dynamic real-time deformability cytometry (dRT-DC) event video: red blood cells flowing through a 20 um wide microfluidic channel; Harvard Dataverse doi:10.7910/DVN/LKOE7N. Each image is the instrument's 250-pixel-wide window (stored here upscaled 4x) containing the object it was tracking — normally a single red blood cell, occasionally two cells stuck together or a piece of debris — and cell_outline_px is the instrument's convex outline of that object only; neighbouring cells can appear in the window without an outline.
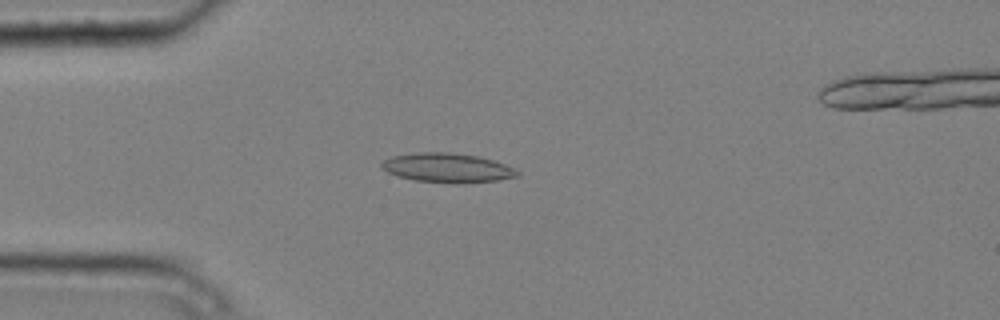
{"species": "common noctule bat (a hibernating species)", "species_latin": "Nyctalus noctula", "temperature_condition": "cold", "stored_images_in_passage": 7, "camera_frame_rate_fps": 3000, "um_per_image_px": 0.085, "animal": {"sex": "male", "body_mass_g": 20.4}, "frame": {"image": 1, "passage_image": 4, "time_ms": 1.0, "image_size_px": [1000, 320], "cell_outline_px": [[520, 176], [496, 180], [456, 184], [416, 180], [396, 176], [380, 168], [380, 164], [384, 160], [392, 156], [416, 152], [448, 152], [476, 156], [492, 160], [516, 168], [520, 172]], "centroid_in_image_um": [38.01, 14.27], "position_along_channel_um": 47.0, "area_um2": 23.24}}
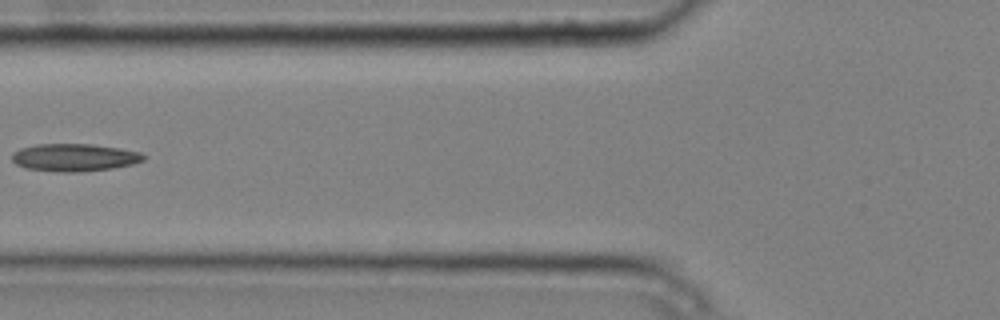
{"frame": {"image": 2, "passage_image": 6, "time_ms": 1.667, "image_size_px": [1000, 320], "cell_outline_px": [[144, 160], [132, 164], [112, 168], [80, 172], [60, 172], [28, 168], [16, 164], [12, 160], [12, 152], [20, 148], [36, 144], [92, 144], [120, 148], [140, 152], [144, 156]], "centroid_in_image_um": [6.31, 13.38], "position_along_channel_um": 119.5, "area_um2": 21.1}}
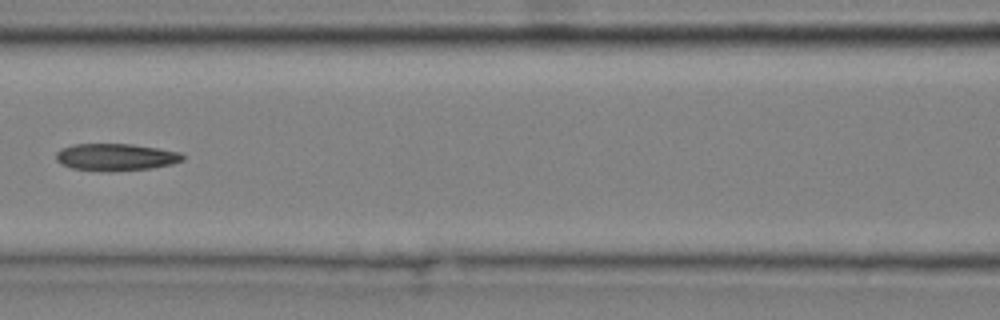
{"frame": {"image": 3, "passage_image": 7, "time_ms": 2.0, "image_size_px": [1000, 320], "cell_outline_px": [[184, 160], [172, 164], [152, 168], [108, 172], [72, 168], [60, 164], [56, 160], [56, 152], [60, 148], [72, 144], [132, 144], [160, 148], [180, 152], [184, 156]], "centroid_in_image_um": [9.83, 13.35], "position_along_channel_um": 156.8, "area_um2": 20.29}}